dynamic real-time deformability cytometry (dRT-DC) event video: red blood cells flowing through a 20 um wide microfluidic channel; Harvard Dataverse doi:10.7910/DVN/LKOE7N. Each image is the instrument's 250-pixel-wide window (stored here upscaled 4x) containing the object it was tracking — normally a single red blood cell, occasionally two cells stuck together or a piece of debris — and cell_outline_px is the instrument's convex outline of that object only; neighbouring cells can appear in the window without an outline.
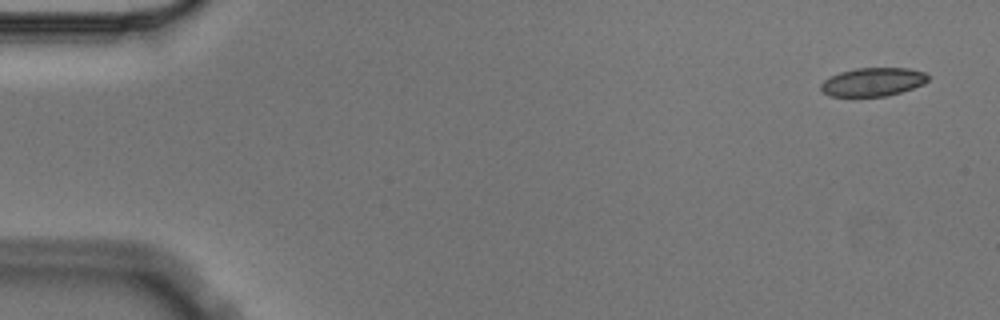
{"species": "Egyptian fruit bat (a non-hibernating species)", "species_latin": "Rousettus aegyptiacus", "temperature_condition": "cold", "stored_images_in_passage": 5, "camera_frame_rate_fps": 3000, "um_per_image_px": 0.085, "animal": {"sex": "male"}, "frame": {"image": 1, "passage_image": 1, "time_ms": 0.0, "image_size_px": [1000, 320], "cell_outline_px": [[928, 80], [924, 84], [900, 92], [884, 96], [828, 96], [820, 88], [820, 84], [828, 76], [840, 72], [856, 68], [908, 68], [924, 72], [928, 76]], "centroid_in_image_um": [74.17, 6.96], "position_along_channel_um": 10.8, "area_um2": 17.74}}